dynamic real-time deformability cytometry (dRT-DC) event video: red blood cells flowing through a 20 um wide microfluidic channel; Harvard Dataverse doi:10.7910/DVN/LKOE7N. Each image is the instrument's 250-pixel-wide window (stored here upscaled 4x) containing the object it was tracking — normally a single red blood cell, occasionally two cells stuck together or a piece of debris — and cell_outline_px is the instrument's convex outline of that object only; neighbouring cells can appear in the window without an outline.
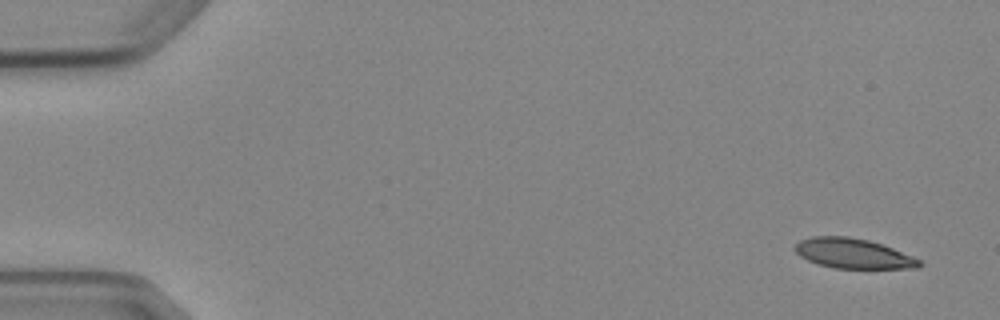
{"species": "Egyptian fruit bat (a non-hibernating species)", "species_latin": "Rousettus aegyptiacus", "temperature_condition": "cold", "stored_images_in_passage": 5, "camera_frame_rate_fps": 3000, "um_per_image_px": 0.085, "animal": {"sex": "female"}, "frame": {"image": 1, "passage_image": 1, "time_ms": 0.0, "image_size_px": [1000, 320], "cell_outline_px": [[924, 264], [920, 268], [836, 268], [820, 264], [808, 260], [800, 256], [796, 252], [796, 244], [800, 240], [812, 236], [848, 236], [868, 240], [892, 248], [912, 256], [920, 260]], "centroid_in_image_um": [72.54, 21.54], "position_along_channel_um": 12.5, "area_um2": 21.44}}
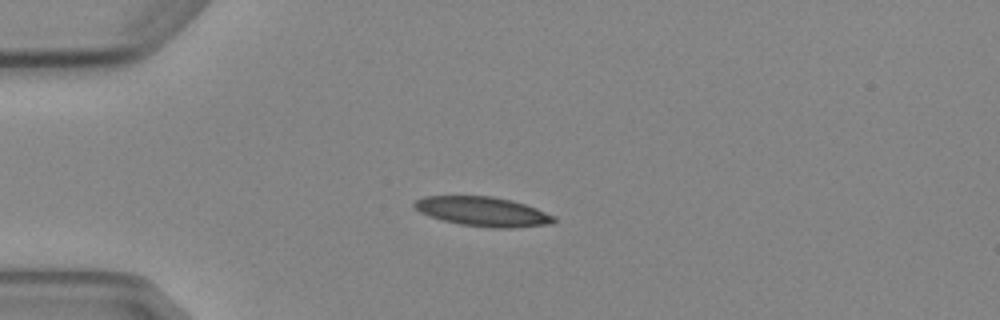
{"frame": {"image": 2, "passage_image": 4, "time_ms": 3.667, "image_size_px": [1000, 320], "cell_outline_px": [[556, 220], [552, 224], [512, 228], [492, 228], [460, 224], [444, 220], [420, 212], [412, 204], [416, 200], [424, 196], [492, 196], [512, 200], [536, 208], [556, 216]], "centroid_in_image_um": [41.09, 17.98], "position_along_channel_um": 43.9, "area_um2": 23.87}}